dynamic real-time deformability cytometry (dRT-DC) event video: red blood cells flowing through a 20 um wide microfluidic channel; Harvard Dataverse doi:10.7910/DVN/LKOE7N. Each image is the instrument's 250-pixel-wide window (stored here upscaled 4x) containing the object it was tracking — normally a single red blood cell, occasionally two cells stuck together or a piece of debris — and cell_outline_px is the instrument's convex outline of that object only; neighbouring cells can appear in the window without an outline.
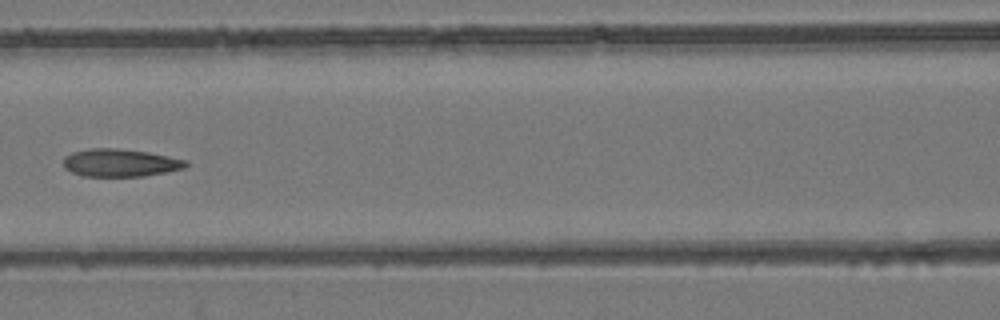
{"species": "common noctule bat (a hibernating species)", "species_latin": "Nyctalus noctula", "temperature_condition": "room temperature", "stored_images_in_passage": 8, "camera_frame_rate_fps": 3000, "um_per_image_px": 0.085, "animal": {"sex": "female", "body_mass_g": 24.6, "forearm_length_mm": 56.2}, "frame": {"image": 1, "passage_image": 7, "time_ms": 2.0, "image_size_px": [1000, 320], "cell_outline_px": [[188, 164], [184, 168], [144, 176], [84, 176], [72, 172], [64, 168], [64, 156], [72, 152], [88, 148], [120, 148], [148, 152], [188, 160]], "centroid_in_image_um": [10.2, 13.82], "position_along_channel_um": 156.4, "area_um2": 19.83}}
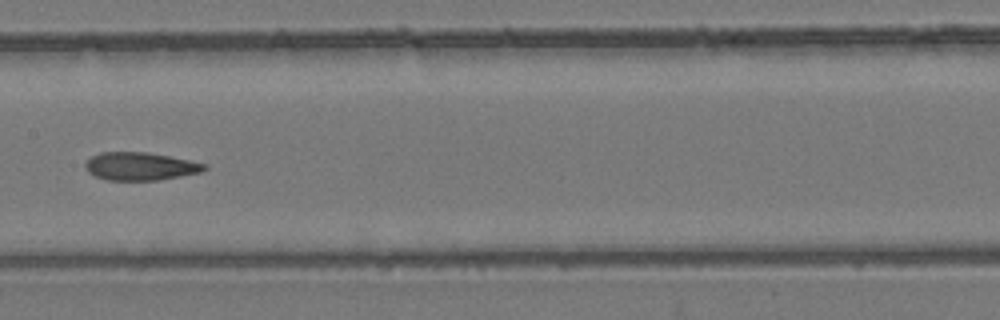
{"frame": {"image": 2, "passage_image": 8, "time_ms": 2.333, "image_size_px": [1000, 320], "cell_outline_px": [[208, 168], [200, 172], [160, 180], [108, 180], [96, 176], [88, 172], [84, 164], [92, 156], [100, 152], [148, 152], [208, 164]], "centroid_in_image_um": [11.93, 14.13], "position_along_channel_um": 195.5, "area_um2": 19.31}}